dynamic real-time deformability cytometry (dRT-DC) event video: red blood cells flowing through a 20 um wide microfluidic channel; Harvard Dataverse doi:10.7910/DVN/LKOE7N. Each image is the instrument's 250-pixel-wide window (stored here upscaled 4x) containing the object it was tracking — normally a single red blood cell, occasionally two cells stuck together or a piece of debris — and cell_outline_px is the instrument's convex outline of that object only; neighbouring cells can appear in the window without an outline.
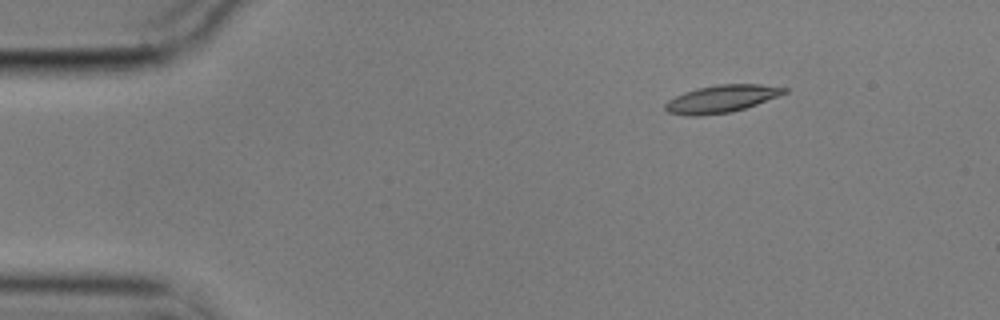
{"species": "common noctule bat (a hibernating species)", "species_latin": "Nyctalus noctula", "temperature_condition": "cold", "stored_images_in_passage": 50, "camera_frame_rate_fps": 3000, "um_per_image_px": 0.085, "animal": {"sex": "male", "body_mass_g": 17.9}, "frame": {"image": 1, "passage_image": 1, "time_ms": 0.0, "image_size_px": [1000, 320], "cell_outline_px": [[788, 92], [756, 104], [732, 112], [696, 116], [684, 116], [668, 112], [664, 108], [664, 104], [668, 100], [684, 92], [696, 88], [716, 84], [760, 84], [788, 88]], "centroid_in_image_um": [61.29, 8.4], "position_along_channel_um": 23.7, "area_um2": 19.07}}
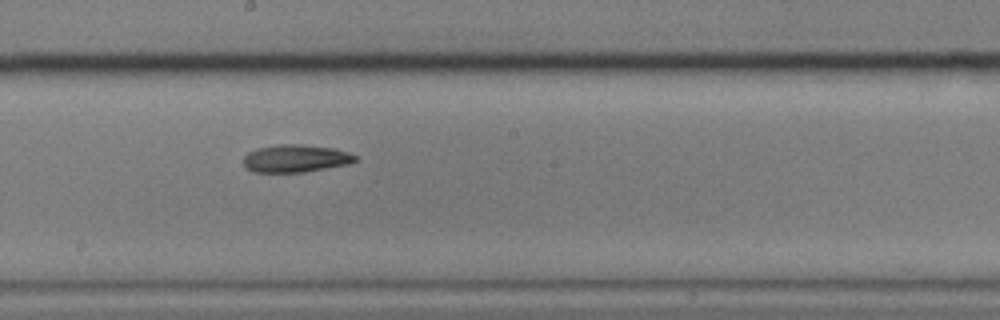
{"frame": {"image": 2, "passage_image": 24, "time_ms": 7.667, "image_size_px": [1000, 320], "cell_outline_px": [[360, 160], [348, 164], [304, 172], [252, 172], [244, 168], [244, 156], [248, 152], [256, 148], [276, 144], [300, 144], [336, 148], [360, 156]], "centroid_in_image_um": [25.15, 13.46], "position_along_channel_um": 223.0, "area_um2": 18.38}}
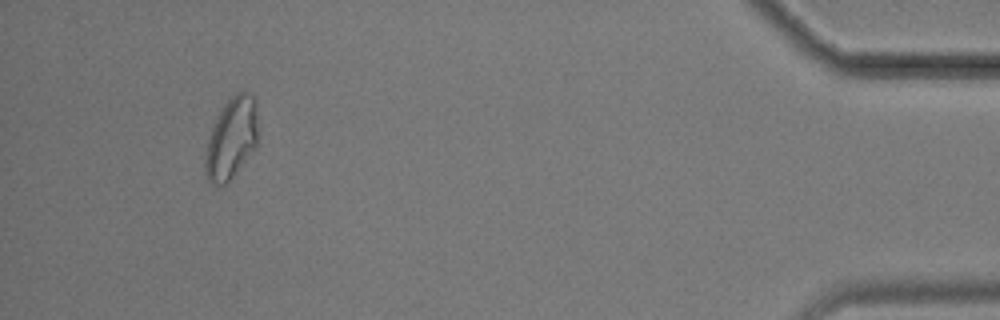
{"frame": {"image": 3, "passage_image": 46, "time_ms": 15.0, "image_size_px": [1000, 320], "cell_outline_px": [[256, 148], [236, 172], [224, 184], [216, 188], [208, 180], [204, 168], [204, 160], [208, 136], [216, 116], [224, 104], [236, 92], [244, 92], [252, 96], [256, 104]], "centroid_in_image_um": [19.63, 11.79], "position_along_channel_um": 415.6, "area_um2": 24.91}, "authors_computed_cell_mechanics": {"area_um2": 19.0451, "velocity_mm_per_s": 3.5274, "shape_relaxation_time_tau1_ms": 8.3679, "shape_relaxation_time_tau2_ms": null, "deformation_change_tau1": 0.1661, "deformation_change_tau2": null}}